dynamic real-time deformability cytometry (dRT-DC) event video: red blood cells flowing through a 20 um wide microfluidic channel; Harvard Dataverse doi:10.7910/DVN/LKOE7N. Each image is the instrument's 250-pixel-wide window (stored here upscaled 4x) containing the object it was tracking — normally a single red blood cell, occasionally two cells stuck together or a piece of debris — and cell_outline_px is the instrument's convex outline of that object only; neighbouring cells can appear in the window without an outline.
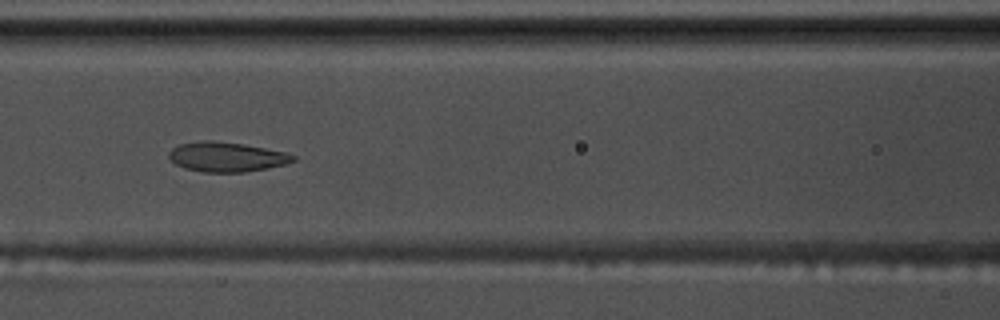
{"species": "common noctule bat (a hibernating species)", "species_latin": "Nyctalus noctula", "temperature_condition": "warm", "stored_images_in_passage": 54, "camera_frame_rate_fps": 3000, "um_per_image_px": 0.085, "animal": {"sex": "male", "body_mass_g": 17.5, "forearm_length_mm": 52.3}, "frame": {"image": 1, "passage_image": 23, "time_ms": 7.333, "image_size_px": [1000, 320], "cell_outline_px": [[296, 160], [284, 164], [268, 168], [244, 172], [204, 172], [184, 168], [176, 164], [168, 156], [168, 152], [172, 148], [180, 144], [204, 140], [212, 140], [244, 144], [284, 152], [296, 156]], "centroid_in_image_um": [19.24, 13.33], "position_along_channel_um": 147.4, "area_um2": 21.39}}
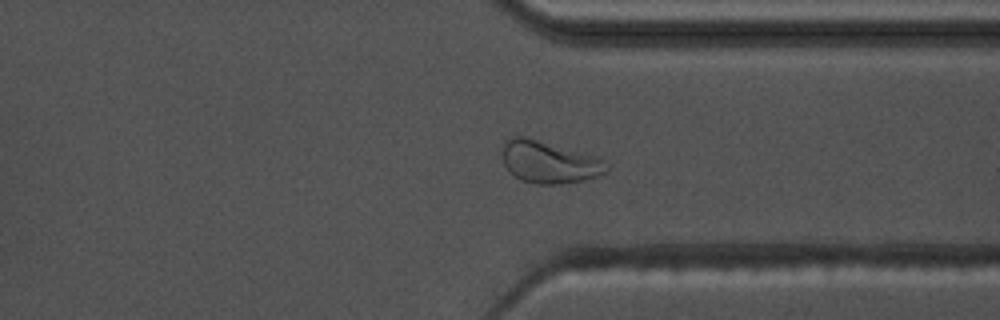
{"frame": {"image": 2, "passage_image": 41, "time_ms": 13.333, "image_size_px": [1000, 320], "cell_outline_px": [[608, 172], [584, 180], [556, 184], [536, 184], [520, 180], [504, 164], [504, 140], [516, 136], [524, 136], [592, 156], [604, 160], [608, 168]], "centroid_in_image_um": [46.67, 13.79], "position_along_channel_um": 364.7, "area_um2": 24.85}}
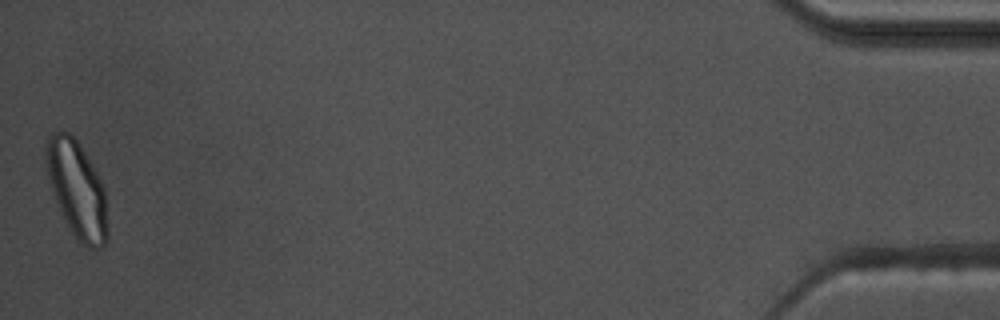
{"frame": {"image": 3, "passage_image": 54, "time_ms": 17.667, "image_size_px": [1000, 320], "cell_outline_px": [[108, 240], [104, 248], [88, 248], [68, 228], [64, 220], [56, 200], [44, 168], [44, 144], [48, 136], [56, 128], [68, 132], [76, 140], [92, 164], [104, 188], [108, 228]], "centroid_in_image_um": [6.51, 16.06], "position_along_channel_um": 428.7, "area_um2": 35.03}, "authors_computed_cell_mechanics": {"area_um2": 24.1604, "velocity_mm_per_s": 3.634, "shape_relaxation_time_tau1_ms": null, "shape_relaxation_time_tau2_ms": 1.7315, "deformation_change_tau1": null, "deformation_change_tau2": 0.0831}}